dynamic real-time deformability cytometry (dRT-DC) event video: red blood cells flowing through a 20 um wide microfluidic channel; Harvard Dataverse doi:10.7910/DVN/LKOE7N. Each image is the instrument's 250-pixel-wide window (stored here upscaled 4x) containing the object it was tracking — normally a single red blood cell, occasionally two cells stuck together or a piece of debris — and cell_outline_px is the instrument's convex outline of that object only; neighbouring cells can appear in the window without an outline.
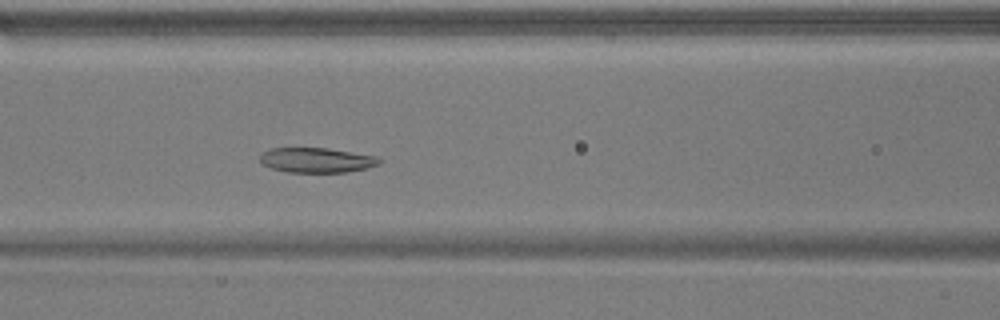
{"species": "common noctule bat (a hibernating species)", "species_latin": "Nyctalus noctula", "temperature_condition": "warm", "stored_images_in_passage": 48, "camera_frame_rate_fps": 3000, "um_per_image_px": 0.085, "animal": {"sex": "male", "body_mass_g": 17.9}, "frame": {"image": 1, "passage_image": 18, "time_ms": 5.667, "image_size_px": [1000, 320], "cell_outline_px": [[384, 160], [380, 164], [364, 168], [344, 172], [288, 172], [272, 168], [264, 164], [260, 160], [260, 152], [272, 148], [328, 148], [376, 156]], "centroid_in_image_um": [26.91, 13.6], "position_along_channel_um": 139.7, "area_um2": 17.22}}
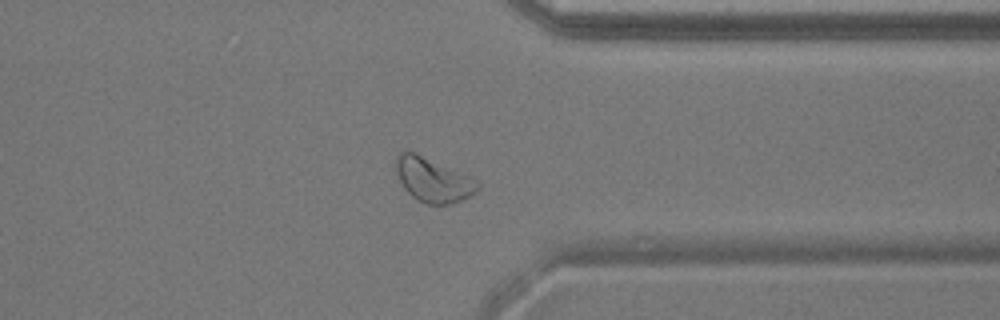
{"frame": {"image": 2, "passage_image": 37, "time_ms": 12.0, "image_size_px": [1000, 320], "cell_outline_px": [[480, 188], [476, 192], [452, 204], [428, 204], [412, 196], [404, 188], [396, 172], [396, 156], [400, 152], [416, 152], [468, 176], [476, 180], [480, 184]], "centroid_in_image_um": [36.8, 15.29], "position_along_channel_um": 374.6, "area_um2": 20.63}}
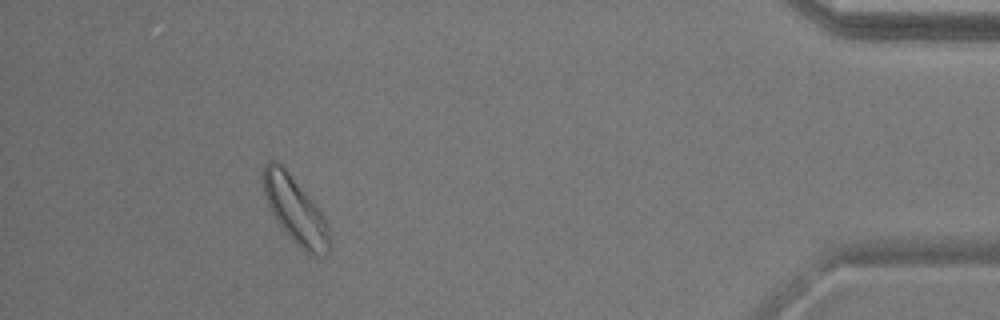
{"frame": {"image": 3, "passage_image": 44, "time_ms": 14.333, "image_size_px": [1000, 320], "cell_outline_px": [[332, 244], [328, 252], [316, 256], [312, 256], [304, 252], [284, 232], [276, 220], [264, 196], [264, 164], [268, 160], [276, 160], [288, 172], [320, 208], [328, 224]], "centroid_in_image_um": [25.14, 17.91], "position_along_channel_um": 410.1, "area_um2": 25.84}}